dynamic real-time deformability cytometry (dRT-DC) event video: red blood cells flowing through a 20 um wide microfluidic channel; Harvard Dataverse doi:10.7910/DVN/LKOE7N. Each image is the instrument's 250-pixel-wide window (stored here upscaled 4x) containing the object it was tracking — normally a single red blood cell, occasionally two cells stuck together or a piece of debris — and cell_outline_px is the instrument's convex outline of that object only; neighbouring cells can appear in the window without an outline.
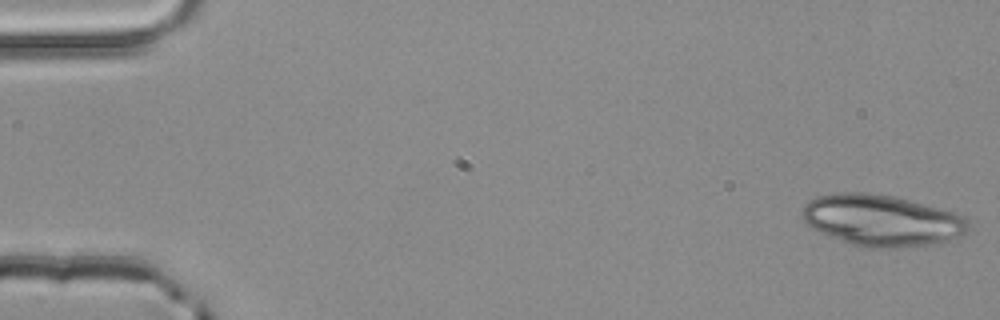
{"species": "common noctule bat (a hibernating species)", "species_latin": "Nyctalus noctula", "temperature_condition": "room temperature", "stored_images_in_passage": 4, "camera_frame_rate_fps": 3000, "um_per_image_px": 0.085, "animal": {"sex": "male", "body_mass_g": 20.4}, "frame": {"image": 1, "passage_image": 1, "time_ms": 0.0, "image_size_px": [1000, 320], "cell_outline_px": [[972, 228], [968, 232], [960, 236], [936, 244], [904, 248], [864, 248], [852, 244], [812, 228], [800, 216], [800, 212], [804, 204], [808, 200], [816, 196], [836, 192], [868, 192], [896, 196], [956, 212], [964, 216], [968, 220]], "centroid_in_image_um": [74.98, 18.72], "position_along_channel_um": 10.0, "area_um2": 50.58}}